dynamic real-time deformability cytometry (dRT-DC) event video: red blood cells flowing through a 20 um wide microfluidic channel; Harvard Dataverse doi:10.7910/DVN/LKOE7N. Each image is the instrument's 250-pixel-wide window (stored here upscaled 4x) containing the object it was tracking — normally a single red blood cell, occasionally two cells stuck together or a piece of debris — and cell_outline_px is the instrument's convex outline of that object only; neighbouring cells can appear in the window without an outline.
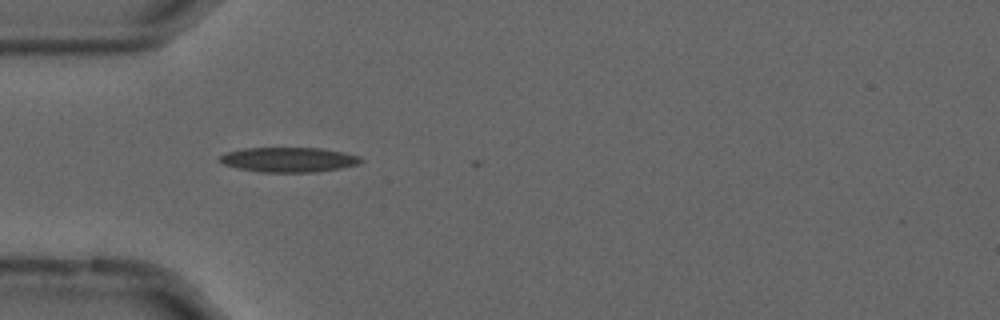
{"species": "common noctule bat (a hibernating species)", "species_latin": "Nyctalus noctula", "temperature_condition": "cold", "stored_images_in_passage": 3, "camera_frame_rate_fps": 3000, "um_per_image_px": 0.085, "animal": {"sex": "male", "forearm_length_mm": 52.5}, "frame": {"image": 1, "passage_image": 1, "time_ms": 0.0, "image_size_px": [1000, 320], "cell_outline_px": [[364, 160], [360, 164], [340, 168], [316, 172], [260, 172], [236, 168], [224, 164], [220, 160], [220, 156], [228, 152], [244, 148], [324, 148], [344, 152], [360, 156]], "centroid_in_image_um": [24.59, 13.57], "position_along_channel_um": 60.4, "area_um2": 20.46}}